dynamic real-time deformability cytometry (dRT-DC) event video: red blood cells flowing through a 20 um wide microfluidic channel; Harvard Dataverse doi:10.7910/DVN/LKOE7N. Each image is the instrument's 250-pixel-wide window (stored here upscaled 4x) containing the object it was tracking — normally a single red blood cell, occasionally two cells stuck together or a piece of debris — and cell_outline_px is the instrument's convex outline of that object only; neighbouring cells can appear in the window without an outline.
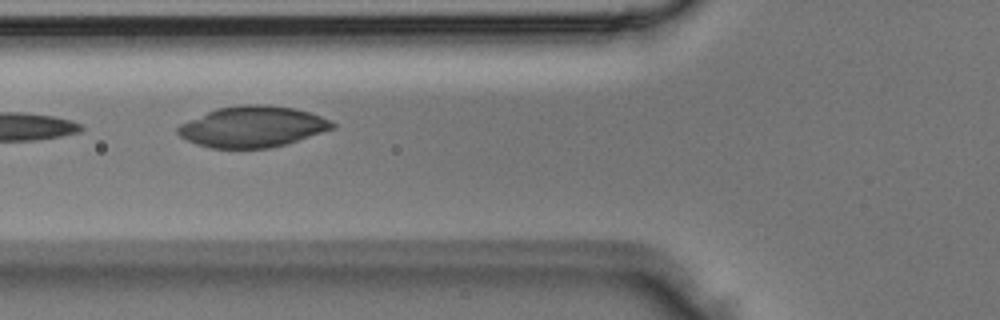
{"species": "Egyptian fruit bat (a non-hibernating species)", "species_latin": "Rousettus aegyptiacus", "temperature_condition": "room temperature", "stored_images_in_passage": 3, "camera_frame_rate_fps": 3000, "um_per_image_px": 0.085, "animal": {"sex": "male"}, "frame": {"image": 1, "passage_image": 3, "time_ms": 0.667, "image_size_px": [1000, 320], "cell_outline_px": [[336, 128], [284, 144], [268, 148], [212, 148], [196, 144], [180, 136], [176, 132], [176, 128], [180, 124], [188, 120], [216, 108], [240, 104], [268, 104], [292, 108], [308, 112], [332, 120], [336, 124]], "centroid_in_image_um": [21.45, 10.76], "position_along_channel_um": 104.3, "area_um2": 36.88}}